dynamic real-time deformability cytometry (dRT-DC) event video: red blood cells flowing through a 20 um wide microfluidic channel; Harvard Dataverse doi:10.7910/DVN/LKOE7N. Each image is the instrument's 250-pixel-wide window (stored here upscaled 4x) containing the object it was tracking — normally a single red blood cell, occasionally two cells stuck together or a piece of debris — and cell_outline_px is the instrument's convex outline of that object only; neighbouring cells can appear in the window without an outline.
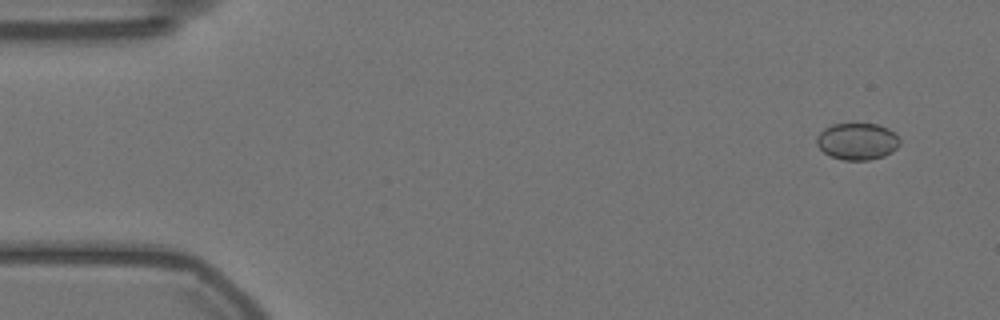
{"species": "Egyptian fruit bat (a non-hibernating species)", "species_latin": "Rousettus aegyptiacus", "temperature_condition": "warm", "stored_images_in_passage": 57, "camera_frame_rate_fps": 3000, "um_per_image_px": 0.085, "animal": {"sex": "female"}, "frame": {"image": 1, "passage_image": 4, "time_ms": 1.0, "image_size_px": [1000, 320], "cell_outline_px": [[900, 144], [892, 152], [884, 156], [868, 160], [844, 160], [832, 156], [824, 152], [816, 144], [816, 136], [824, 128], [832, 124], [876, 124], [888, 128], [900, 140]], "centroid_in_image_um": [72.85, 12.01], "position_along_channel_um": 12.1, "area_um2": 17.74}}
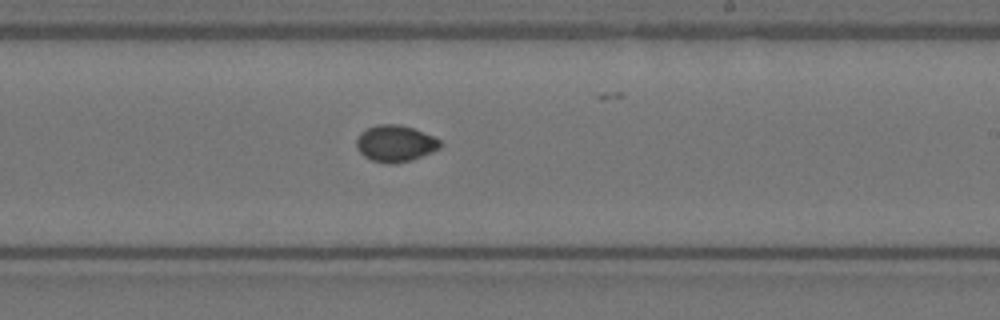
{"frame": {"image": 2, "passage_image": 34, "time_ms": 11.0, "image_size_px": [1000, 320], "cell_outline_px": [[444, 144], [440, 148], [432, 152], [412, 160], [396, 164], [388, 164], [372, 160], [364, 156], [356, 148], [356, 140], [360, 132], [376, 124], [400, 124], [412, 128], [432, 136], [440, 140]], "centroid_in_image_um": [33.6, 12.2], "position_along_channel_um": 255.4, "area_um2": 17.98}}
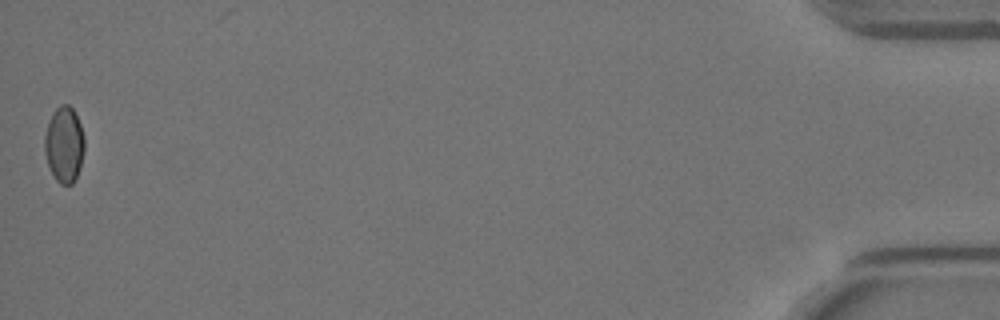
{"frame": {"image": 3, "passage_image": 57, "time_ms": 18.667, "image_size_px": [1000, 320], "cell_outline_px": [[84, 148], [80, 164], [76, 176], [72, 184], [60, 184], [56, 180], [48, 164], [44, 152], [44, 136], [48, 120], [52, 112], [60, 104], [68, 104], [72, 108], [80, 124], [84, 136]], "centroid_in_image_um": [5.43, 12.25], "position_along_channel_um": 429.8, "area_um2": 17.51}, "authors_computed_cell_mechanics": {"area_um2": 17.3978, "velocity_mm_per_s": 3.5569, "shape_relaxation_time_tau1_ms": 4.4367, "shape_relaxation_time_tau2_ms": null, "deformation_change_tau1": 0.067, "deformation_change_tau2": null}}